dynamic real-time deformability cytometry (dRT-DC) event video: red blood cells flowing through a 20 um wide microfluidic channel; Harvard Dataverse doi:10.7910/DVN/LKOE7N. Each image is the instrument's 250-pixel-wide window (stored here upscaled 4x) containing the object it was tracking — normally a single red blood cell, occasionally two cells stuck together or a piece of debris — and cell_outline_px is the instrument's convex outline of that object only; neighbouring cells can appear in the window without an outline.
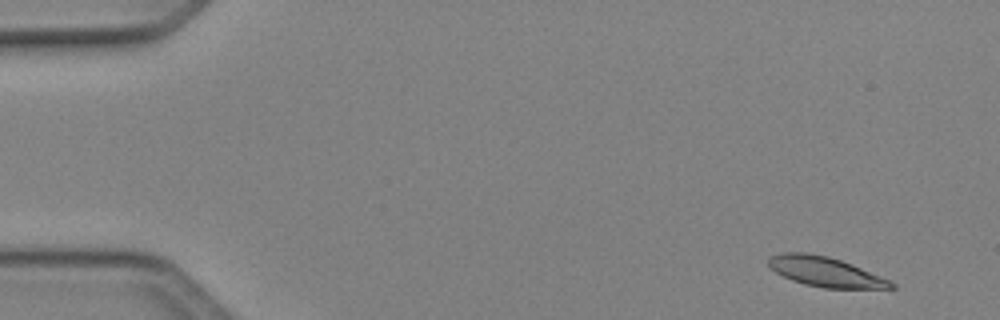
{"species": "Egyptian fruit bat (a non-hibernating species)", "species_latin": "Rousettus aegyptiacus", "temperature_condition": "cold", "stored_images_in_passage": 49, "camera_frame_rate_fps": 3000, "um_per_image_px": 0.085, "animal": {"sex": "female"}, "frame": {"image": 1, "passage_image": 3, "time_ms": 0.667, "image_size_px": [1000, 320], "cell_outline_px": [[896, 288], [824, 288], [804, 284], [792, 280], [776, 272], [768, 264], [768, 256], [784, 252], [808, 252], [828, 256], [852, 264], [888, 280], [896, 284]], "centroid_in_image_um": [70.12, 23.09], "position_along_channel_um": 14.9, "area_um2": 21.1}}
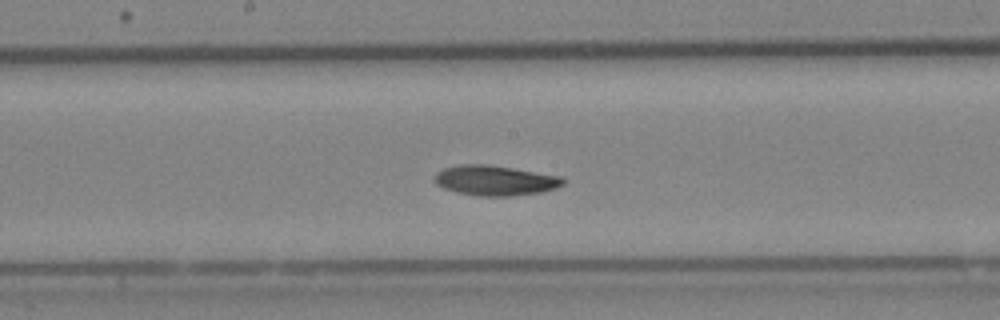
{"frame": {"image": 2, "passage_image": 26, "time_ms": 8.333, "image_size_px": [1000, 320], "cell_outline_px": [[564, 184], [556, 188], [540, 192], [512, 196], [480, 196], [456, 192], [444, 188], [436, 184], [436, 172], [444, 168], [460, 164], [488, 164], [560, 176], [564, 180]], "centroid_in_image_um": [42.07, 15.34], "position_along_channel_um": 206.1, "area_um2": 22.37}}
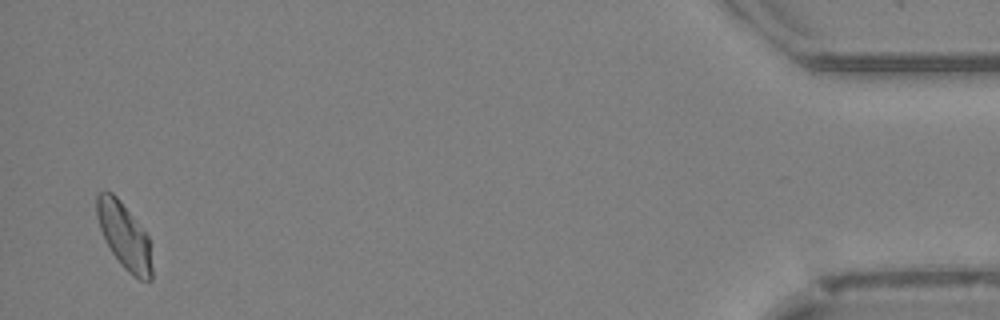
{"frame": {"image": 3, "passage_image": 48, "time_ms": 15.667, "image_size_px": [1000, 320], "cell_outline_px": [[152, 280], [148, 284], [132, 276], [120, 264], [104, 240], [96, 216], [96, 196], [104, 188], [112, 192], [120, 200], [148, 236], [152, 268]], "centroid_in_image_um": [10.55, 20.07], "position_along_channel_um": 424.7, "area_um2": 21.44}, "authors_computed_cell_mechanics": {"area_um2": 21.5594, "velocity_mm_per_s": 4.0994, "shape_relaxation_time_tau1_ms": 5.3937, "shape_relaxation_time_tau2_ms": null, "deformation_change_tau1": 0.1303, "deformation_change_tau2": null}}